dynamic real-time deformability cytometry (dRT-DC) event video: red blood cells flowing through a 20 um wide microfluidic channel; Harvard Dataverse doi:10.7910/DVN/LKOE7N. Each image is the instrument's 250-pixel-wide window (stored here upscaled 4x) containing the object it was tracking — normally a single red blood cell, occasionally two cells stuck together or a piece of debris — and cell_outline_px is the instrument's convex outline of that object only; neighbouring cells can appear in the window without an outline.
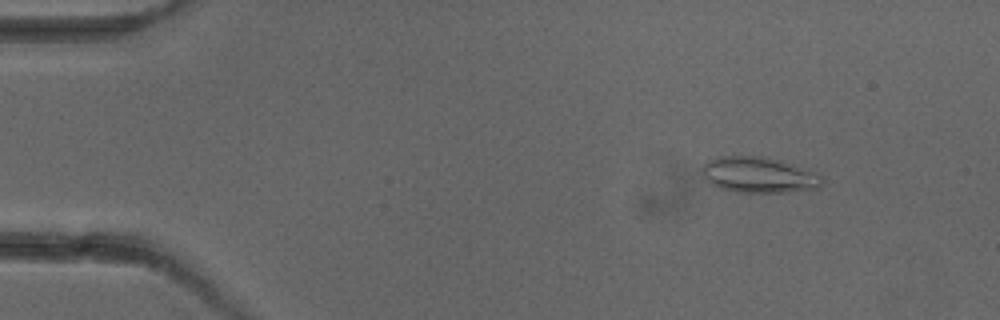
{"species": "common noctule bat (a hibernating species)", "species_latin": "Nyctalus noctula", "temperature_condition": "cold", "stored_images_in_passage": 4, "camera_frame_rate_fps": 3000, "um_per_image_px": 0.085, "animal": {"sex": "female"}, "frame": {"image": 1, "passage_image": 2, "time_ms": 1.0, "image_size_px": [1000, 320], "cell_outline_px": [[824, 180], [820, 188], [784, 192], [736, 192], [720, 188], [712, 184], [704, 176], [704, 164], [708, 160], [716, 156], [768, 156], [824, 176]], "centroid_in_image_um": [64.52, 14.86], "position_along_channel_um": 20.5, "area_um2": 24.85}}